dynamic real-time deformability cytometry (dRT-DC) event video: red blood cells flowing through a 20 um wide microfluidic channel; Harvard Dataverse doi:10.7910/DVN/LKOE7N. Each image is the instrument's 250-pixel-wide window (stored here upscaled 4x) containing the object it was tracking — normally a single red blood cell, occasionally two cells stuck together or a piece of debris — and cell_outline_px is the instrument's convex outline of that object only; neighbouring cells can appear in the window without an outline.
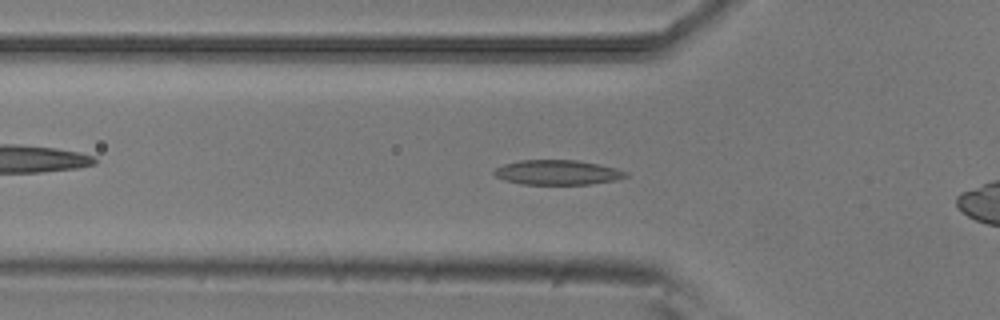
{"species": "common noctule bat (a hibernating species)", "species_latin": "Nyctalus noctula", "temperature_condition": "room temperature", "stored_images_in_passage": 36, "camera_frame_rate_fps": 3000, "um_per_image_px": 0.085, "animal": {"sex": "male", "body_mass_g": 20.5, "forearm_length_mm": 52.5}, "frame": {"image": 1, "passage_image": 10, "time_ms": 3.0, "image_size_px": [1000, 320], "cell_outline_px": [[628, 176], [616, 180], [588, 184], [524, 184], [504, 180], [496, 176], [492, 172], [496, 168], [504, 164], [520, 160], [576, 160], [616, 168], [628, 172]], "centroid_in_image_um": [47.38, 14.65], "position_along_channel_um": 78.4, "area_um2": 18.84}}
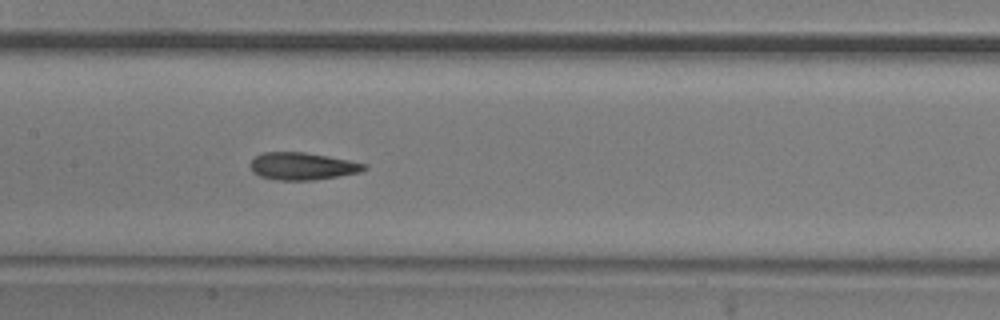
{"frame": {"image": 2, "passage_image": 18, "time_ms": 5.667, "image_size_px": [1000, 320], "cell_outline_px": [[368, 168], [360, 172], [312, 180], [276, 180], [260, 176], [252, 172], [248, 164], [256, 156], [264, 152], [304, 152], [328, 156], [348, 160], [364, 164]], "centroid_in_image_um": [25.65, 14.12], "position_along_channel_um": 181.8, "area_um2": 18.03}}
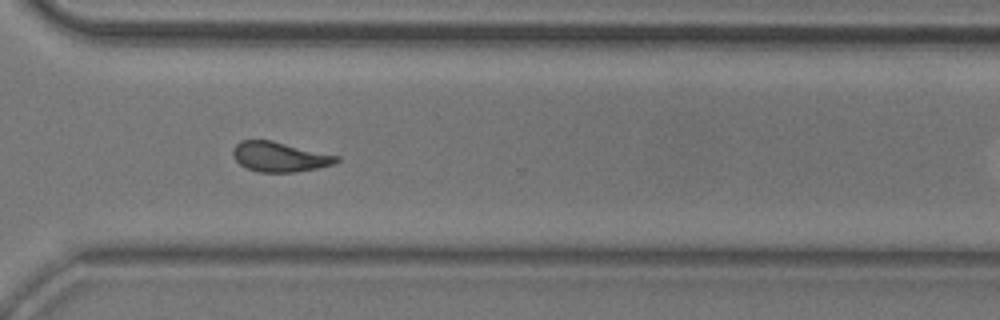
{"frame": {"image": 3, "passage_image": 31, "time_ms": 10.0, "image_size_px": [1000, 320], "cell_outline_px": [[340, 160], [332, 164], [316, 168], [292, 172], [260, 172], [248, 168], [240, 164], [236, 160], [232, 152], [232, 148], [240, 140], [272, 140], [340, 156]], "centroid_in_image_um": [23.76, 13.31], "position_along_channel_um": 346.8, "area_um2": 17.92}}